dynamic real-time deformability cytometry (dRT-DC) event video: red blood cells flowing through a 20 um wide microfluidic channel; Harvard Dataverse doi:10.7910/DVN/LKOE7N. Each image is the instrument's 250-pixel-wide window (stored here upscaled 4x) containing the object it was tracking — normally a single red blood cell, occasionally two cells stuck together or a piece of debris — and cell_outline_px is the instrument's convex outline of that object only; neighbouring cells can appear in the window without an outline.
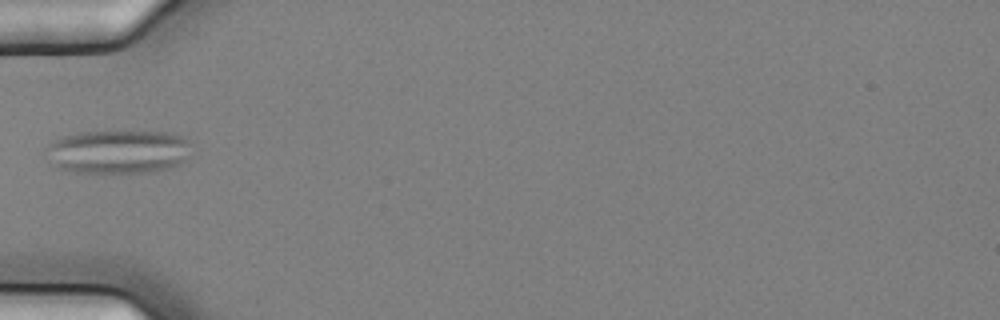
{"species": "common noctule bat (a hibernating species)", "species_latin": "Nyctalus noctula", "temperature_condition": "cold", "stored_images_in_passage": 39, "camera_frame_rate_fps": 3000, "um_per_image_px": 0.085, "animal": {"sex": "female", "body_mass_g": 25.1}, "frame": {"image": 1, "passage_image": 1, "time_ms": 0.0, "image_size_px": [1000, 320], "cell_outline_px": [[188, 144], [184, 160], [176, 164], [164, 168], [148, 172], [72, 172], [52, 168], [44, 148], [56, 140], [64, 136], [80, 132], [168, 132], [180, 136], [188, 140]], "centroid_in_image_um": [9.91, 12.9], "position_along_channel_um": 75.1, "area_um2": 36.47}}
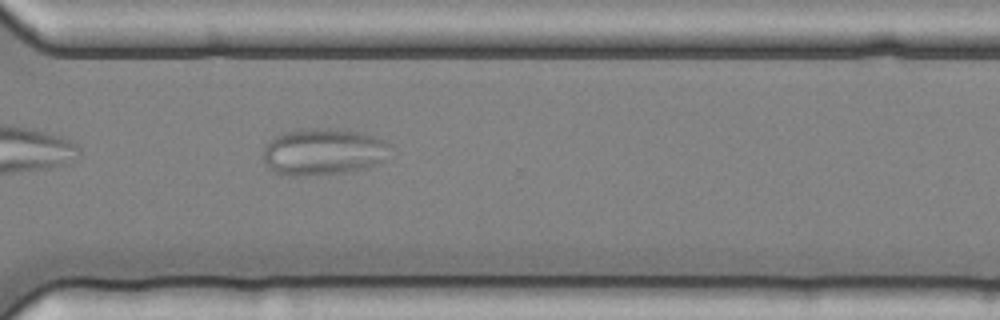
{"frame": {"image": 2, "passage_image": 24, "time_ms": 7.667, "image_size_px": [1000, 320], "cell_outline_px": [[392, 160], [368, 168], [340, 172], [296, 176], [288, 176], [276, 172], [268, 168], [264, 164], [264, 144], [272, 136], [280, 132], [300, 128], [328, 128], [356, 132], [372, 136], [388, 144]], "centroid_in_image_um": [27.46, 12.89], "position_along_channel_um": 343.1, "area_um2": 35.14}}
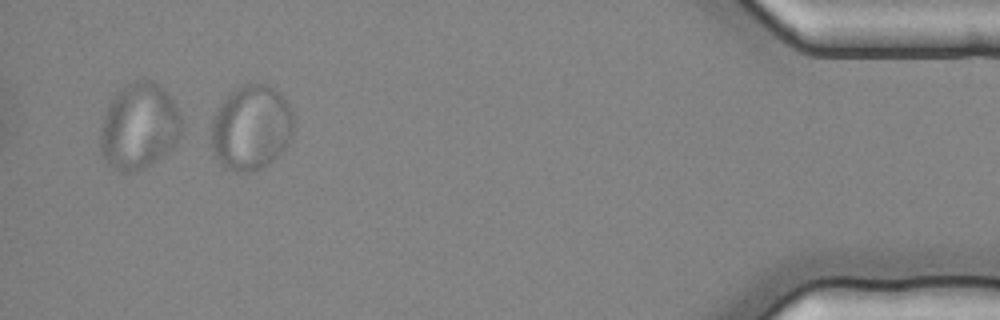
{"frame": {"image": 3, "passage_image": 35, "time_ms": 11.333, "image_size_px": [1000, 320], "cell_outline_px": [[292, 132], [288, 144], [268, 164], [260, 168], [248, 172], [236, 172], [224, 168], [220, 164], [212, 148], [212, 120], [216, 108], [224, 96], [228, 92], [244, 84], [268, 84], [280, 92], [288, 104], [292, 116]], "centroid_in_image_um": [21.31, 10.83], "position_along_channel_um": 413.9, "area_um2": 40.92}}